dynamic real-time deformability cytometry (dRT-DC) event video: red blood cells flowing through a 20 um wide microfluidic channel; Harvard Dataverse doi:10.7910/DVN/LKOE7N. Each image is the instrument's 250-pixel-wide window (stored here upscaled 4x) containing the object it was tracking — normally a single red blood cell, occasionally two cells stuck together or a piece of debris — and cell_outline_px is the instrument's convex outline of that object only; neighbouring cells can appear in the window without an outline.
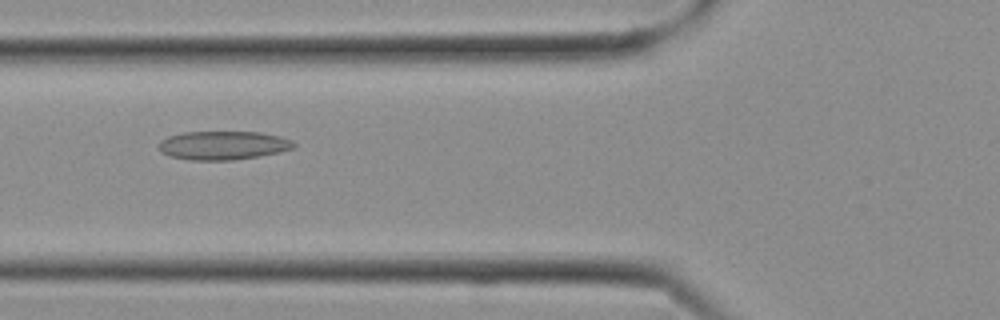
{"species": "Egyptian fruit bat (a non-hibernating species)", "species_latin": "Rousettus aegyptiacus", "temperature_condition": "cold", "stored_images_in_passage": 25, "camera_frame_rate_fps": 3000, "um_per_image_px": 0.085, "frame": {"image": 1, "passage_image": 10, "time_ms": 3.0, "image_size_px": [1000, 320], "cell_outline_px": [[296, 144], [292, 148], [276, 152], [256, 156], [232, 160], [192, 160], [172, 156], [164, 152], [160, 148], [160, 140], [168, 136], [184, 132], [260, 132], [292, 140]], "centroid_in_image_um": [18.95, 12.34], "position_along_channel_um": 106.9, "area_um2": 22.02}}
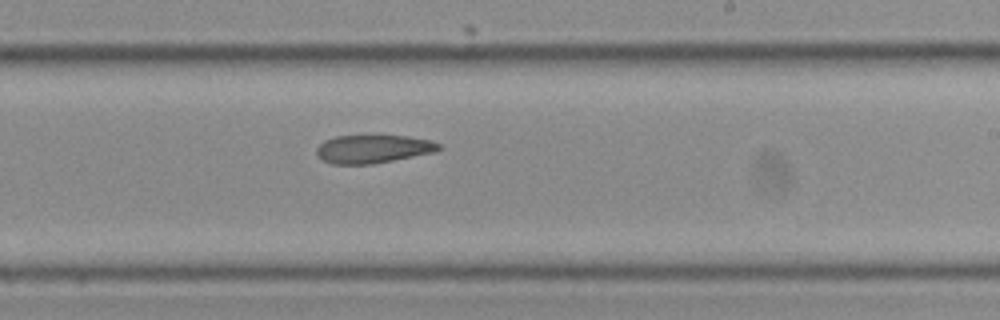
{"frame": {"image": 2, "passage_image": 16, "time_ms": 5.0, "image_size_px": [1000, 320], "cell_outline_px": [[440, 148], [436, 152], [372, 164], [332, 164], [324, 160], [316, 152], [316, 148], [324, 140], [336, 136], [404, 136], [428, 140], [440, 144]], "centroid_in_image_um": [31.7, 12.67], "position_along_channel_um": 257.3, "area_um2": 19.83}}
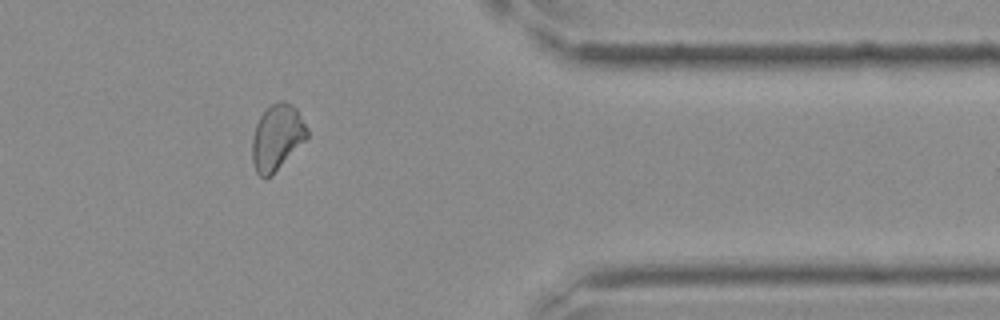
{"frame": {"image": 3, "passage_image": 22, "time_ms": 7.0, "image_size_px": [1000, 320], "cell_outline_px": [[308, 136], [272, 176], [260, 176], [256, 172], [252, 160], [252, 136], [256, 124], [260, 116], [272, 104], [280, 100], [284, 100], [292, 104], [296, 108], [308, 128]], "centroid_in_image_um": [23.54, 11.66], "position_along_channel_um": 387.9, "area_um2": 20.92}}